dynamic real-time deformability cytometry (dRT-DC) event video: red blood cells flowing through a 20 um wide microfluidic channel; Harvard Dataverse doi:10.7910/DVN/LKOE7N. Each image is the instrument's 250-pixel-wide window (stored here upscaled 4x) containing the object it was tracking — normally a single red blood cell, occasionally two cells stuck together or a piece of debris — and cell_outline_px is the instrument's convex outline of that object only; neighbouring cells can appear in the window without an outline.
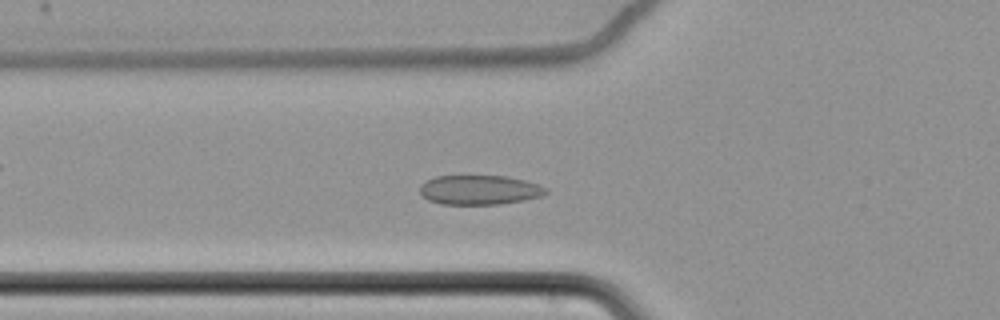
{"species": "common noctule bat (a hibernating species)", "species_latin": "Nyctalus noctula", "temperature_condition": "cold", "stored_images_in_passage": 62, "camera_frame_rate_fps": 3000, "um_per_image_px": 0.085, "animal": {"sex": "female", "body_mass_g": 22.7, "forearm_length_mm": 54.2}, "frame": {"image": 1, "passage_image": 24, "time_ms": 7.667, "image_size_px": [1000, 320], "cell_outline_px": [[548, 192], [540, 196], [524, 200], [500, 204], [440, 204], [428, 200], [420, 192], [420, 184], [424, 180], [436, 176], [508, 176], [524, 180], [548, 188]], "centroid_in_image_um": [40.73, 16.14], "position_along_channel_um": 85.1, "area_um2": 21.68}}
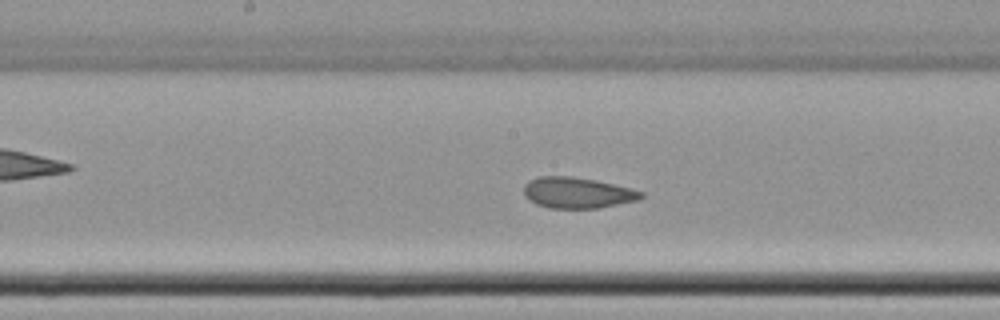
{"frame": {"image": 2, "passage_image": 34, "time_ms": 11.0, "image_size_px": [1000, 320], "cell_outline_px": [[644, 196], [640, 200], [596, 208], [548, 208], [536, 204], [524, 196], [524, 184], [528, 180], [540, 176], [572, 176], [596, 180], [644, 192]], "centroid_in_image_um": [49.05, 16.38], "position_along_channel_um": 199.2, "area_um2": 21.15}}
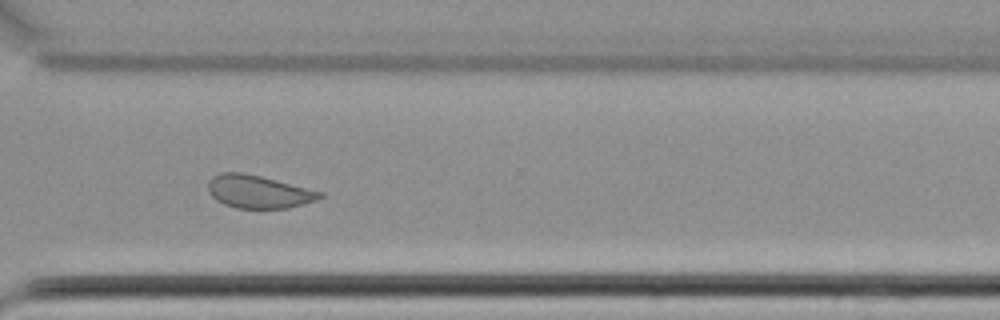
{"frame": {"image": 3, "passage_image": 47, "time_ms": 15.333, "image_size_px": [1000, 320], "cell_outline_px": [[324, 196], [316, 200], [288, 208], [236, 208], [224, 204], [216, 200], [208, 192], [208, 180], [212, 176], [220, 172], [240, 172], [260, 176], [324, 192]], "centroid_in_image_um": [21.94, 16.29], "position_along_channel_um": 348.7, "area_um2": 21.44}, "authors_computed_cell_mechanics": {"area_um2": 22.9755, "velocity_mm_per_s": 3.4351, "shape_relaxation_time_tau1_ms": 9.9521, "shape_relaxation_time_tau2_ms": 1.6611, "deformation_change_tau1": 0.1155, "deformation_change_tau2": 0.0558}}